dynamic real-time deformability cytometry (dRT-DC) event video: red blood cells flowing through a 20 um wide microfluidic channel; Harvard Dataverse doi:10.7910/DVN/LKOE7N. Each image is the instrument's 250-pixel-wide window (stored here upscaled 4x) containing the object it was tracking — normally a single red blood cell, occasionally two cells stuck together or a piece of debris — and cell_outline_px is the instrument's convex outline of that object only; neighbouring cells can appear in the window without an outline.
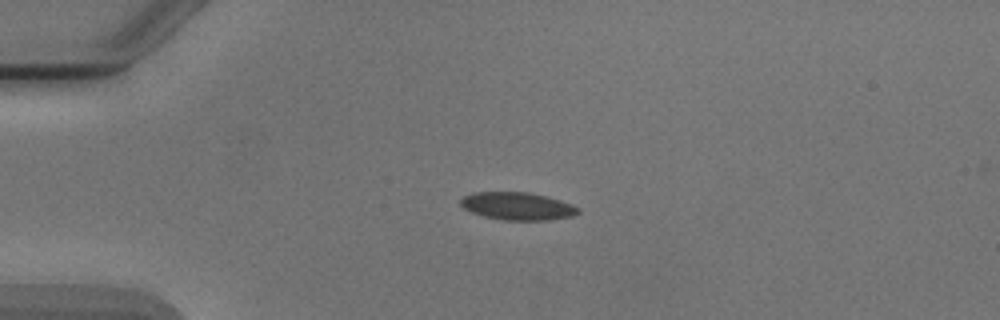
{"species": "Egyptian fruit bat (a non-hibernating species)", "species_latin": "Rousettus aegyptiacus", "temperature_condition": "cold", "stored_images_in_passage": 2, "camera_frame_rate_fps": 3000, "um_per_image_px": 0.085, "animal": {"sex": "male"}, "frame": {"image": 1, "passage_image": 1, "time_ms": 0.0, "image_size_px": [1000, 320], "cell_outline_px": [[580, 212], [572, 216], [548, 220], [504, 220], [484, 216], [472, 212], [464, 208], [460, 204], [460, 200], [464, 196], [472, 192], [528, 192], [560, 200], [572, 204], [580, 208]], "centroid_in_image_um": [43.99, 17.52], "position_along_channel_um": 41.0, "area_um2": 18.9}}